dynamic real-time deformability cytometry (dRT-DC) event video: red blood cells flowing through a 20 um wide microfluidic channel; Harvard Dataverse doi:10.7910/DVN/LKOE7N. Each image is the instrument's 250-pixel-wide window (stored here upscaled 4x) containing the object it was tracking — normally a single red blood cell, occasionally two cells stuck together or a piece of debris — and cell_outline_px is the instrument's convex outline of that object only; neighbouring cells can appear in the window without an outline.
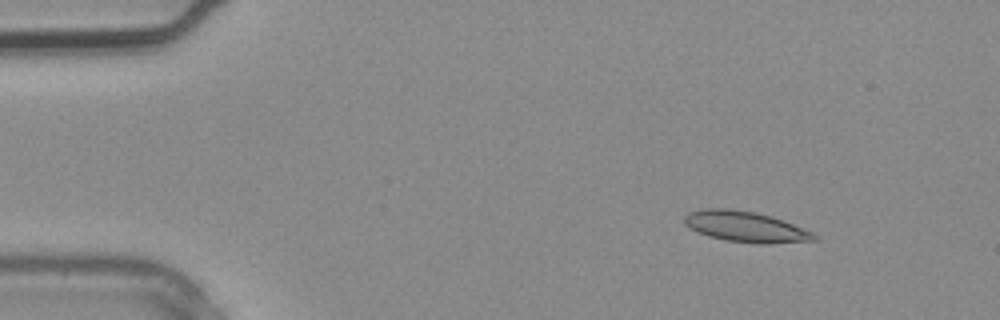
{"species": "common noctule bat (a hibernating species)", "species_latin": "Nyctalus noctula", "temperature_condition": "warm", "stored_images_in_passage": 2, "camera_frame_rate_fps": 3000, "um_per_image_px": 0.085, "animal": {"sex": "male", "body_mass_g": 20.4}, "frame": {"image": 1, "passage_image": 1, "time_ms": 0.0, "image_size_px": [1000, 320], "cell_outline_px": [[820, 240], [764, 244], [724, 240], [708, 236], [696, 232], [684, 224], [684, 216], [688, 212], [704, 208], [724, 208], [752, 212], [772, 216], [784, 220], [812, 232], [820, 236]], "centroid_in_image_um": [63.38, 19.28], "position_along_channel_um": 21.6, "area_um2": 23.35}}